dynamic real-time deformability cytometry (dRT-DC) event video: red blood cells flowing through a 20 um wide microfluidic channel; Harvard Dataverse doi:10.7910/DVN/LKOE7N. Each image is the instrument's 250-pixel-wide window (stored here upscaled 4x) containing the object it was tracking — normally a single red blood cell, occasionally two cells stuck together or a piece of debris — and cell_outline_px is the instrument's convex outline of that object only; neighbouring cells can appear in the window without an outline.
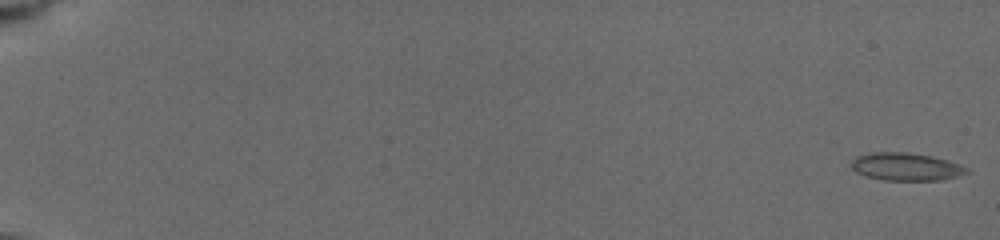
{"species": "common noctule bat (a hibernating species)", "species_latin": "Nyctalus noctula", "temperature_condition": "cold", "stored_images_in_passage": 27, "camera_frame_rate_fps": 3000, "um_per_image_px": 0.085, "animal": {"sex": "female", "body_mass_g": 19.5, "forearm_length_mm": 54.1}, "frame": {"image": 1, "passage_image": 1, "time_ms": 0.0, "image_size_px": [1000, 240], "cell_outline_px": [[972, 172], [940, 180], [884, 180], [868, 176], [856, 172], [852, 168], [852, 160], [856, 156], [868, 152], [908, 152], [932, 156], [948, 160], [960, 164], [968, 168]], "centroid_in_image_um": [77.03, 14.16], "position_along_channel_um": 8.0, "area_um2": 18.73}}
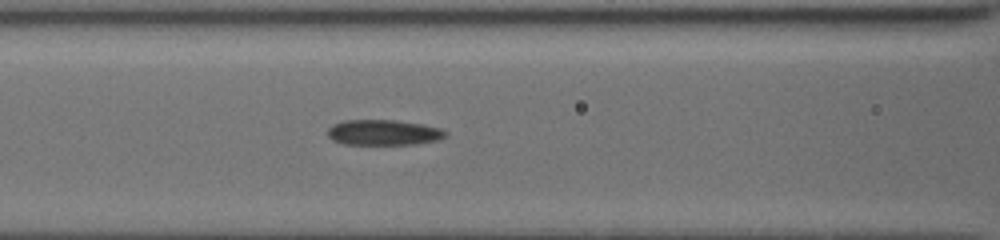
{"frame": {"image": 2, "passage_image": 20, "time_ms": 8.333, "image_size_px": [1000, 240], "cell_outline_px": [[448, 136], [436, 140], [412, 144], [344, 144], [332, 140], [328, 136], [328, 128], [332, 124], [344, 120], [396, 120], [420, 124], [440, 128], [448, 132]], "centroid_in_image_um": [32.58, 11.25], "position_along_channel_um": 134.0, "area_um2": 17.46}}
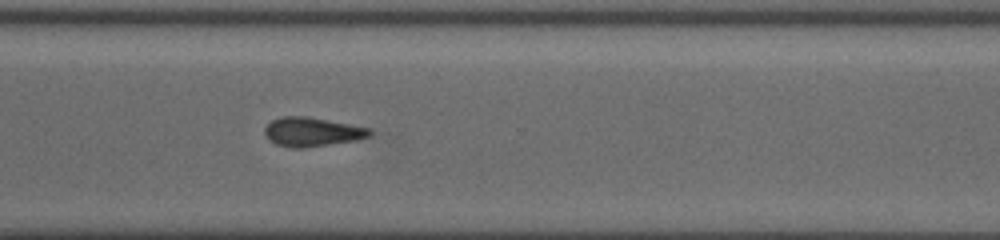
{"frame": {"image": 3, "passage_image": 27, "time_ms": 13.667, "image_size_px": [1000, 240], "cell_outline_px": [[372, 136], [356, 140], [304, 148], [292, 148], [276, 144], [268, 140], [264, 132], [264, 128], [272, 120], [284, 116], [304, 116], [372, 128]], "centroid_in_image_um": [26.53, 11.22], "position_along_channel_um": 344.1, "area_um2": 17.8}}